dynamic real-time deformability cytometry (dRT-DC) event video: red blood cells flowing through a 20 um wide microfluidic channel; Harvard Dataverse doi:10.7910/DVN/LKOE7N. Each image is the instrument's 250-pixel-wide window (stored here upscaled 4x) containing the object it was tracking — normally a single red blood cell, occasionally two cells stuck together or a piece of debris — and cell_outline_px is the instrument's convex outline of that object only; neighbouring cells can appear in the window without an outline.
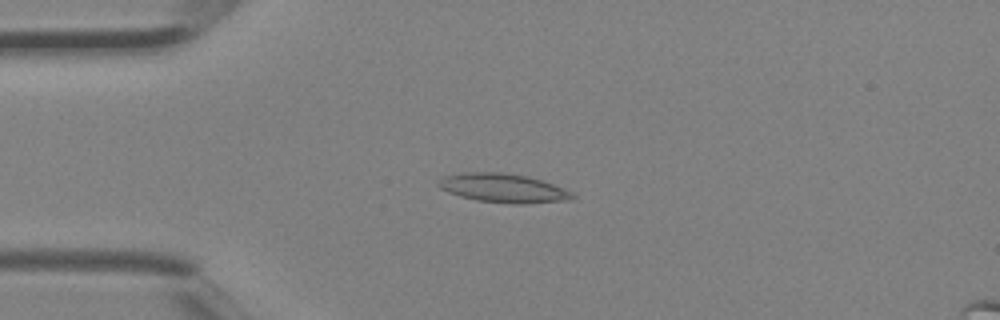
{"species": "Egyptian fruit bat (a non-hibernating species)", "species_latin": "Rousettus aegyptiacus", "temperature_condition": "room temperature", "stored_images_in_passage": 2, "camera_frame_rate_fps": 3000, "um_per_image_px": 0.085, "animal": {"sex": "female"}, "frame": {"image": 1, "passage_image": 1, "time_ms": 0.0, "image_size_px": [1000, 320], "cell_outline_px": [[576, 196], [572, 200], [524, 204], [516, 204], [476, 200], [460, 196], [448, 192], [440, 188], [436, 184], [444, 176], [464, 172], [500, 172], [524, 176], [540, 180], [564, 188], [572, 192]], "centroid_in_image_um": [42.78, 16.0], "position_along_channel_um": 42.2, "area_um2": 22.48}}